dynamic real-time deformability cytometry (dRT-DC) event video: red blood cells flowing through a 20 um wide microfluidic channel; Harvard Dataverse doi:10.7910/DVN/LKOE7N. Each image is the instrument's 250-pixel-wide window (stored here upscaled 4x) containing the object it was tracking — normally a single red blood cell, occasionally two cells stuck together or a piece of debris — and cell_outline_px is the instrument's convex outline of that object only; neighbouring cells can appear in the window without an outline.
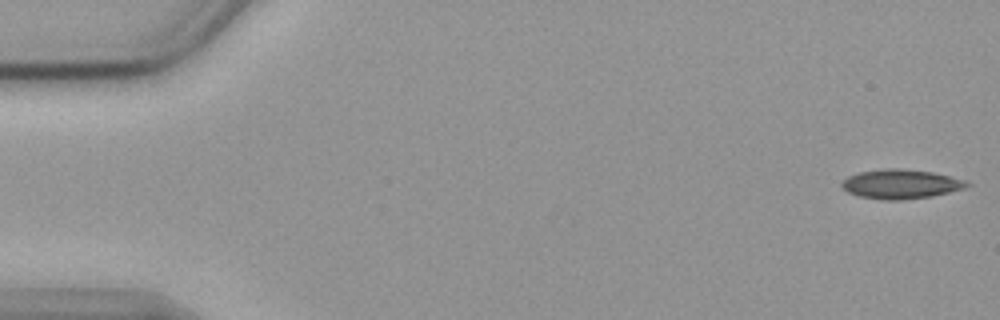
{"species": "common noctule bat (a hibernating species)", "species_latin": "Nyctalus noctula", "temperature_condition": "cold", "stored_images_in_passage": 55, "camera_frame_rate_fps": 3000, "um_per_image_px": 0.085, "animal": {"sex": "female", "body_mass_g": 19.9}, "frame": {"image": 1, "passage_image": 1, "time_ms": 0.0, "image_size_px": [1000, 320], "cell_outline_px": [[972, 184], [964, 188], [932, 196], [900, 200], [880, 200], [860, 196], [848, 192], [840, 184], [848, 176], [856, 172], [888, 168], [900, 168], [932, 172], [964, 180]], "centroid_in_image_um": [76.54, 15.64], "position_along_channel_um": 8.5, "area_um2": 21.27}}
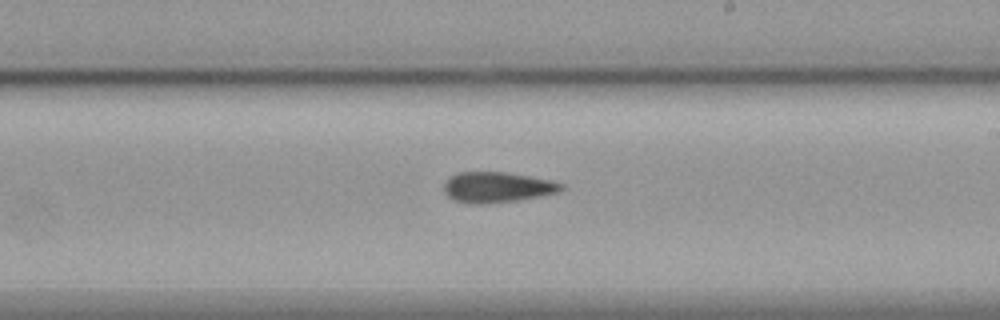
{"frame": {"image": 2, "passage_image": 32, "time_ms": 10.333, "image_size_px": [1000, 320], "cell_outline_px": [[564, 188], [556, 192], [540, 196], [516, 200], [484, 204], [476, 204], [452, 200], [444, 192], [444, 180], [448, 176], [456, 172], [504, 172], [528, 176], [548, 180], [564, 184]], "centroid_in_image_um": [42.17, 15.91], "position_along_channel_um": 246.8, "area_um2": 20.81}}
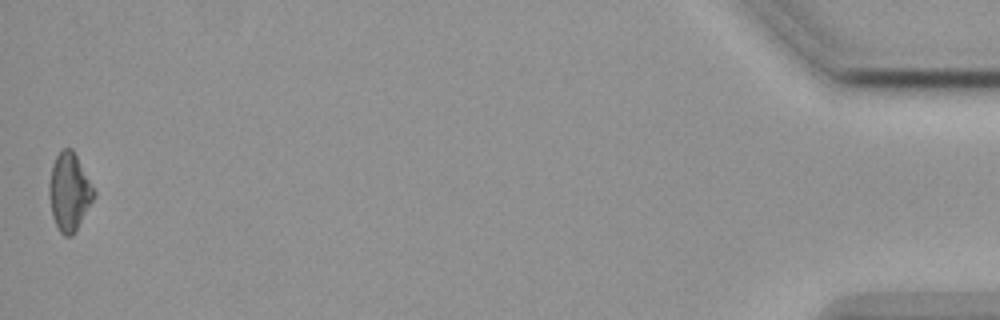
{"frame": {"image": 3, "passage_image": 55, "time_ms": 18.0, "image_size_px": [1000, 320], "cell_outline_px": [[96, 196], [72, 236], [64, 236], [60, 232], [52, 216], [48, 196], [48, 184], [52, 164], [56, 156], [64, 148], [72, 148], [96, 192]], "centroid_in_image_um": [5.87, 16.31], "position_along_channel_um": 429.3, "area_um2": 20.29}}